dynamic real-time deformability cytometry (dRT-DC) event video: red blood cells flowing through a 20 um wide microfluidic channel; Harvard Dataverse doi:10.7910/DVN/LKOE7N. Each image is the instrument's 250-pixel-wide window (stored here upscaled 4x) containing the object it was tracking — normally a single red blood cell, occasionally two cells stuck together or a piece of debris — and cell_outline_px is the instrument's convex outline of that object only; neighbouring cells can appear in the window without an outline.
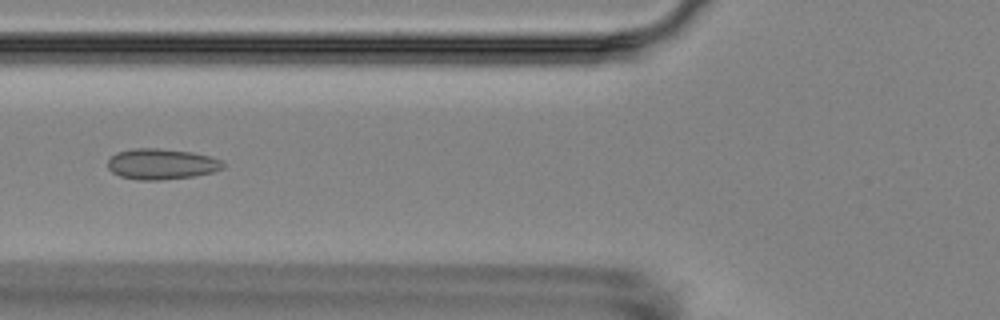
{"species": "Egyptian fruit bat (a non-hibernating species)", "species_latin": "Rousettus aegyptiacus", "temperature_condition": "room temperature", "stored_images_in_passage": 6, "camera_frame_rate_fps": 3000, "um_per_image_px": 0.085, "animal": {"sex": "female"}, "frame": {"image": 1, "passage_image": 6, "time_ms": 6.667, "image_size_px": [1000, 320], "cell_outline_px": [[224, 168], [212, 172], [192, 176], [160, 180], [136, 180], [120, 176], [112, 172], [108, 168], [108, 160], [116, 152], [132, 148], [156, 148], [192, 152], [208, 156], [220, 160], [224, 164]], "centroid_in_image_um": [13.69, 13.94], "position_along_channel_um": 112.1, "area_um2": 20.58}}